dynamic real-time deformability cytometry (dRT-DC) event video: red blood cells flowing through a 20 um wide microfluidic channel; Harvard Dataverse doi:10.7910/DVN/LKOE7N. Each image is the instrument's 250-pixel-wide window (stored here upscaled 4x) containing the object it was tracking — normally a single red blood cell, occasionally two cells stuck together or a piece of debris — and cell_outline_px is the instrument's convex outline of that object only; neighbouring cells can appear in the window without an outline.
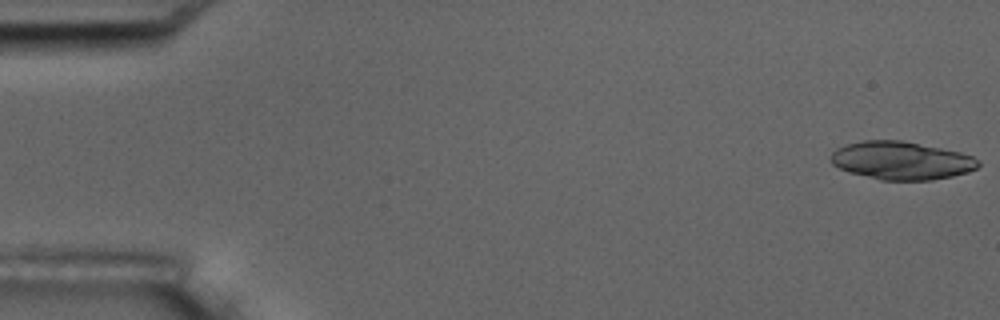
{"species": "common noctule bat (a hibernating species)", "species_latin": "Nyctalus noctula", "temperature_condition": "room temperature", "stored_images_in_passage": 5, "camera_frame_rate_fps": 3000, "um_per_image_px": 0.085, "animal": {"sex": "male", "body_mass_g": 17.5, "forearm_length_mm": 52.3}, "frame": {"image": 1, "passage_image": 1, "time_ms": 0.0, "image_size_px": [1000, 320], "cell_outline_px": [[980, 164], [976, 168], [968, 172], [952, 176], [932, 180], [880, 180], [848, 172], [832, 164], [832, 152], [836, 148], [844, 144], [864, 140], [900, 140], [960, 152], [972, 156]], "centroid_in_image_um": [76.58, 13.65], "position_along_channel_um": 8.4, "area_um2": 32.6}}